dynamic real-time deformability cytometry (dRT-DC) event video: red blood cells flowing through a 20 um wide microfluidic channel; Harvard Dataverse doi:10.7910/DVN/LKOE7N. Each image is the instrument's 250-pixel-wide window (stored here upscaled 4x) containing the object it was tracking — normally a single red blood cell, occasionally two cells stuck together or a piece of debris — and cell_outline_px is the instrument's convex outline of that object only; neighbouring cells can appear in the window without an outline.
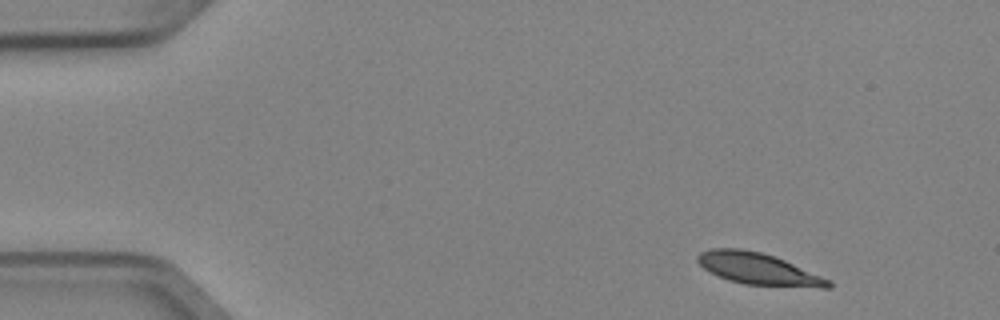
{"species": "Egyptian fruit bat (a non-hibernating species)", "species_latin": "Rousettus aegyptiacus", "temperature_condition": "cold", "stored_images_in_passage": 5, "camera_frame_rate_fps": 3000, "um_per_image_px": 0.085, "animal": {"sex": "female"}, "frame": {"image": 1, "passage_image": 1, "time_ms": 0.0, "image_size_px": [1000, 320], "cell_outline_px": [[832, 288], [820, 288], [744, 284], [728, 280], [704, 268], [696, 260], [696, 256], [700, 252], [712, 248], [740, 248], [760, 252], [784, 260], [832, 280]], "centroid_in_image_um": [64.49, 22.86], "position_along_channel_um": 20.5, "area_um2": 24.04}}
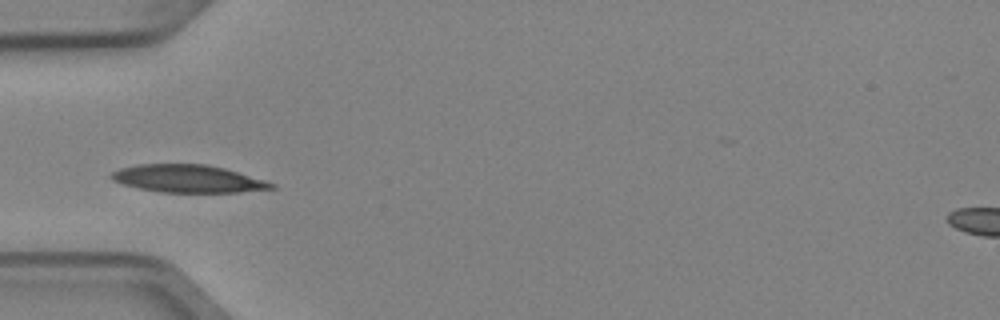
{"frame": {"image": 2, "passage_image": 4, "time_ms": 1.0, "image_size_px": [1000, 320], "cell_outline_px": [[276, 188], [240, 192], [160, 192], [136, 188], [112, 180], [108, 176], [112, 172], [120, 168], [136, 164], [208, 164], [224, 168], [264, 180], [276, 184]], "centroid_in_image_um": [15.94, 15.19], "position_along_channel_um": 69.1, "area_um2": 25.78}}
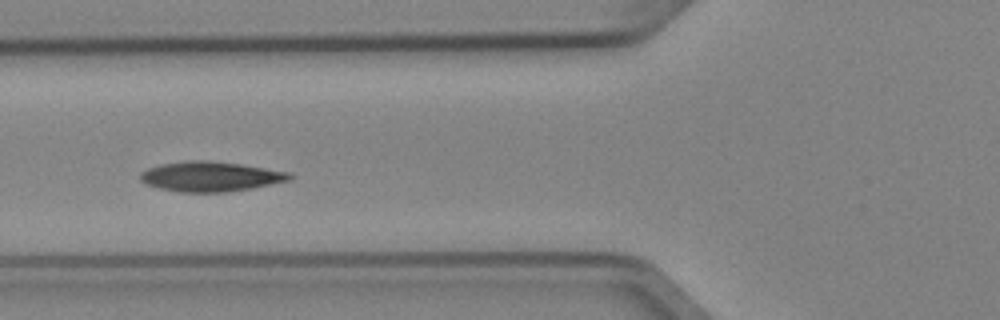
{"frame": {"image": 3, "passage_image": 5, "time_ms": 1.333, "image_size_px": [1000, 320], "cell_outline_px": [[292, 180], [252, 188], [228, 192], [180, 192], [160, 188], [148, 184], [140, 180], [140, 172], [148, 168], [160, 164], [188, 160], [208, 160], [240, 164], [292, 172]], "centroid_in_image_um": [17.92, 15.0], "position_along_channel_um": 107.9, "area_um2": 26.13}}